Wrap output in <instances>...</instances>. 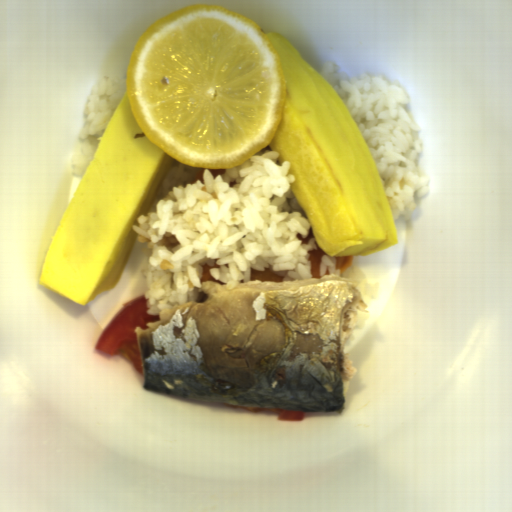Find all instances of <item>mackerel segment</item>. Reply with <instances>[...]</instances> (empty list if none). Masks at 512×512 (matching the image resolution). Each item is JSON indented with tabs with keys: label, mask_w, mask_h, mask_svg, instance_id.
<instances>
[{
	"label": "mackerel segment",
	"mask_w": 512,
	"mask_h": 512,
	"mask_svg": "<svg viewBox=\"0 0 512 512\" xmlns=\"http://www.w3.org/2000/svg\"><path fill=\"white\" fill-rule=\"evenodd\" d=\"M203 302L136 327L145 390L240 408L343 412L358 372L345 347L368 311L358 282L327 275L206 280Z\"/></svg>",
	"instance_id": "14911b7f"
}]
</instances>
